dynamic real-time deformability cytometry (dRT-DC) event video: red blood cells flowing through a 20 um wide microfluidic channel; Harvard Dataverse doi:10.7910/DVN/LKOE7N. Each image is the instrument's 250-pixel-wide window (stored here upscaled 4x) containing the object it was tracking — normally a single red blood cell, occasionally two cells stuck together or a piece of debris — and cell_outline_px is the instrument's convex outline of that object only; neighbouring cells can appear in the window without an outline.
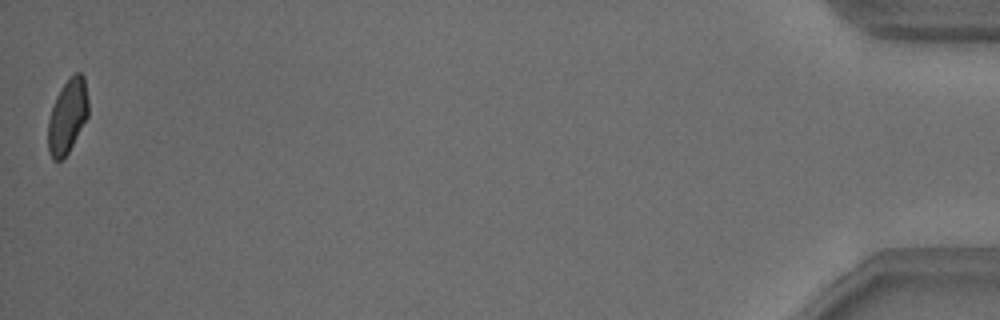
{"species": "common noctule bat (a hibernating species)", "species_latin": "Nyctalus noctula", "temperature_condition": "warm", "stored_images_in_passage": 33, "camera_frame_rate_fps": 3000, "um_per_image_px": 0.085, "animal": {"sex": "male", "body_mass_g": 18.8}, "frame": {"image": 1, "passage_image": 33, "time_ms": 10.667, "image_size_px": [1000, 320], "cell_outline_px": [[88, 116], [68, 152], [60, 160], [52, 160], [48, 152], [48, 120], [56, 96], [60, 88], [76, 72], [80, 72], [84, 76], [88, 100]], "centroid_in_image_um": [5.73, 9.88], "position_along_channel_um": 429.5, "area_um2": 17.22}, "authors_computed_cell_mechanics": {"area_um2": 20.5768, "velocity_mm_per_s": 3.8462, "shape_relaxation_time_tau1_ms": 4.4775, "shape_relaxation_time_tau2_ms": 1.725, "deformation_change_tau1": 0.1772, "deformation_change_tau2": 0.0798}}